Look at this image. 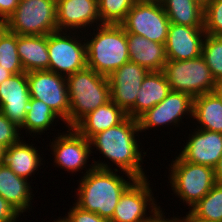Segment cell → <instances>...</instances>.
Listing matches in <instances>:
<instances>
[{"mask_svg":"<svg viewBox=\"0 0 222 222\" xmlns=\"http://www.w3.org/2000/svg\"><path fill=\"white\" fill-rule=\"evenodd\" d=\"M139 132L138 120L128 116L117 126L94 135L89 140L91 153L97 151L104 157V161H100V158L95 161L96 159L93 157L94 166L108 170L115 168V170L128 173L136 179L149 177L146 175L147 170L145 171L143 168V161H145L144 157L147 152L143 150L139 139L142 134ZM93 149L96 150L93 151ZM108 160L117 168L111 167L113 165Z\"/></svg>","mask_w":222,"mask_h":222,"instance_id":"cell-1","label":"cell"},{"mask_svg":"<svg viewBox=\"0 0 222 222\" xmlns=\"http://www.w3.org/2000/svg\"><path fill=\"white\" fill-rule=\"evenodd\" d=\"M80 177L77 180L78 188L74 194L77 197L74 203L81 209L96 213L108 221L112 218L122 193L136 179L125 172L96 167Z\"/></svg>","mask_w":222,"mask_h":222,"instance_id":"cell-2","label":"cell"},{"mask_svg":"<svg viewBox=\"0 0 222 222\" xmlns=\"http://www.w3.org/2000/svg\"><path fill=\"white\" fill-rule=\"evenodd\" d=\"M92 29H89L90 33L84 32L87 67L108 77L130 61L127 33L116 24H102Z\"/></svg>","mask_w":222,"mask_h":222,"instance_id":"cell-3","label":"cell"},{"mask_svg":"<svg viewBox=\"0 0 222 222\" xmlns=\"http://www.w3.org/2000/svg\"><path fill=\"white\" fill-rule=\"evenodd\" d=\"M66 83L70 100L66 128L74 127L88 113L111 100L108 77L89 67L66 76Z\"/></svg>","mask_w":222,"mask_h":222,"instance_id":"cell-4","label":"cell"},{"mask_svg":"<svg viewBox=\"0 0 222 222\" xmlns=\"http://www.w3.org/2000/svg\"><path fill=\"white\" fill-rule=\"evenodd\" d=\"M175 159V160H174ZM168 165V182L180 202L192 208L216 184L214 169L185 161L179 154Z\"/></svg>","mask_w":222,"mask_h":222,"instance_id":"cell-5","label":"cell"},{"mask_svg":"<svg viewBox=\"0 0 222 222\" xmlns=\"http://www.w3.org/2000/svg\"><path fill=\"white\" fill-rule=\"evenodd\" d=\"M171 91L197 97L214 92L218 83L202 55L189 60H168L163 68Z\"/></svg>","mask_w":222,"mask_h":222,"instance_id":"cell-6","label":"cell"},{"mask_svg":"<svg viewBox=\"0 0 222 222\" xmlns=\"http://www.w3.org/2000/svg\"><path fill=\"white\" fill-rule=\"evenodd\" d=\"M47 48L49 71L66 77L87 67L83 32L59 30L52 32L47 35Z\"/></svg>","mask_w":222,"mask_h":222,"instance_id":"cell-7","label":"cell"},{"mask_svg":"<svg viewBox=\"0 0 222 222\" xmlns=\"http://www.w3.org/2000/svg\"><path fill=\"white\" fill-rule=\"evenodd\" d=\"M6 26L18 35H48L58 31L56 0H20Z\"/></svg>","mask_w":222,"mask_h":222,"instance_id":"cell-8","label":"cell"},{"mask_svg":"<svg viewBox=\"0 0 222 222\" xmlns=\"http://www.w3.org/2000/svg\"><path fill=\"white\" fill-rule=\"evenodd\" d=\"M57 134L47 145L50 146L49 151L52 152L50 154L54 156V167L65 169L64 171L72 175L80 171L79 173L84 176L90 172L95 167L93 162L89 163V158L93 159L90 156H94L91 154L90 141L74 127H67L66 131Z\"/></svg>","mask_w":222,"mask_h":222,"instance_id":"cell-9","label":"cell"},{"mask_svg":"<svg viewBox=\"0 0 222 222\" xmlns=\"http://www.w3.org/2000/svg\"><path fill=\"white\" fill-rule=\"evenodd\" d=\"M120 25L126 33L165 44L170 21L161 3L137 0Z\"/></svg>","mask_w":222,"mask_h":222,"instance_id":"cell-10","label":"cell"},{"mask_svg":"<svg viewBox=\"0 0 222 222\" xmlns=\"http://www.w3.org/2000/svg\"><path fill=\"white\" fill-rule=\"evenodd\" d=\"M31 98L43 101L64 124L69 119L70 100L66 77L49 70L27 72Z\"/></svg>","mask_w":222,"mask_h":222,"instance_id":"cell-11","label":"cell"},{"mask_svg":"<svg viewBox=\"0 0 222 222\" xmlns=\"http://www.w3.org/2000/svg\"><path fill=\"white\" fill-rule=\"evenodd\" d=\"M194 98L187 93L171 91L159 104L147 110L137 120L140 133L159 127H179L182 119L193 118ZM185 115V116H184ZM184 117V118H183ZM191 117V118H190Z\"/></svg>","mask_w":222,"mask_h":222,"instance_id":"cell-12","label":"cell"},{"mask_svg":"<svg viewBox=\"0 0 222 222\" xmlns=\"http://www.w3.org/2000/svg\"><path fill=\"white\" fill-rule=\"evenodd\" d=\"M148 178L135 179L125 189L109 222H145L160 207Z\"/></svg>","mask_w":222,"mask_h":222,"instance_id":"cell-13","label":"cell"},{"mask_svg":"<svg viewBox=\"0 0 222 222\" xmlns=\"http://www.w3.org/2000/svg\"><path fill=\"white\" fill-rule=\"evenodd\" d=\"M56 23L59 31L83 33L100 26L98 0H56Z\"/></svg>","mask_w":222,"mask_h":222,"instance_id":"cell-14","label":"cell"},{"mask_svg":"<svg viewBox=\"0 0 222 222\" xmlns=\"http://www.w3.org/2000/svg\"><path fill=\"white\" fill-rule=\"evenodd\" d=\"M188 136L178 154L185 161L214 169L222 156V133L194 128Z\"/></svg>","mask_w":222,"mask_h":222,"instance_id":"cell-15","label":"cell"},{"mask_svg":"<svg viewBox=\"0 0 222 222\" xmlns=\"http://www.w3.org/2000/svg\"><path fill=\"white\" fill-rule=\"evenodd\" d=\"M148 72L146 68L129 61L108 76L111 100L126 113L135 105L137 93Z\"/></svg>","mask_w":222,"mask_h":222,"instance_id":"cell-16","label":"cell"},{"mask_svg":"<svg viewBox=\"0 0 222 222\" xmlns=\"http://www.w3.org/2000/svg\"><path fill=\"white\" fill-rule=\"evenodd\" d=\"M30 98L27 72L12 75L0 84V112L19 128L26 118Z\"/></svg>","mask_w":222,"mask_h":222,"instance_id":"cell-17","label":"cell"},{"mask_svg":"<svg viewBox=\"0 0 222 222\" xmlns=\"http://www.w3.org/2000/svg\"><path fill=\"white\" fill-rule=\"evenodd\" d=\"M204 27H189L170 23L165 43L168 60H189L202 55Z\"/></svg>","mask_w":222,"mask_h":222,"instance_id":"cell-18","label":"cell"},{"mask_svg":"<svg viewBox=\"0 0 222 222\" xmlns=\"http://www.w3.org/2000/svg\"><path fill=\"white\" fill-rule=\"evenodd\" d=\"M32 180L17 176L5 163H0V196L20 214L29 213L33 207Z\"/></svg>","mask_w":222,"mask_h":222,"instance_id":"cell-19","label":"cell"},{"mask_svg":"<svg viewBox=\"0 0 222 222\" xmlns=\"http://www.w3.org/2000/svg\"><path fill=\"white\" fill-rule=\"evenodd\" d=\"M33 141L27 143L24 138L5 149L4 161L17 176L30 180L38 169L42 168L44 157L40 148L34 147ZM42 156V157H41Z\"/></svg>","mask_w":222,"mask_h":222,"instance_id":"cell-20","label":"cell"},{"mask_svg":"<svg viewBox=\"0 0 222 222\" xmlns=\"http://www.w3.org/2000/svg\"><path fill=\"white\" fill-rule=\"evenodd\" d=\"M127 45L130 62L137 63L148 71H162L168 61L165 44L127 33Z\"/></svg>","mask_w":222,"mask_h":222,"instance_id":"cell-21","label":"cell"},{"mask_svg":"<svg viewBox=\"0 0 222 222\" xmlns=\"http://www.w3.org/2000/svg\"><path fill=\"white\" fill-rule=\"evenodd\" d=\"M170 92L171 89L163 71H149L137 93L135 105L127 115L138 119L147 110L159 104Z\"/></svg>","mask_w":222,"mask_h":222,"instance_id":"cell-22","label":"cell"},{"mask_svg":"<svg viewBox=\"0 0 222 222\" xmlns=\"http://www.w3.org/2000/svg\"><path fill=\"white\" fill-rule=\"evenodd\" d=\"M128 117L127 113L112 100L84 116L74 128L90 140L94 135L117 126Z\"/></svg>","mask_w":222,"mask_h":222,"instance_id":"cell-23","label":"cell"},{"mask_svg":"<svg viewBox=\"0 0 222 222\" xmlns=\"http://www.w3.org/2000/svg\"><path fill=\"white\" fill-rule=\"evenodd\" d=\"M17 52L24 72L49 70L47 35H18Z\"/></svg>","mask_w":222,"mask_h":222,"instance_id":"cell-24","label":"cell"},{"mask_svg":"<svg viewBox=\"0 0 222 222\" xmlns=\"http://www.w3.org/2000/svg\"><path fill=\"white\" fill-rule=\"evenodd\" d=\"M193 122L196 128L222 133V102L215 93L194 97ZM194 120H196L194 122Z\"/></svg>","mask_w":222,"mask_h":222,"instance_id":"cell-25","label":"cell"},{"mask_svg":"<svg viewBox=\"0 0 222 222\" xmlns=\"http://www.w3.org/2000/svg\"><path fill=\"white\" fill-rule=\"evenodd\" d=\"M60 120L61 119L55 114V112L43 101L30 98L26 118L23 125L20 127V131H26L25 133H21L22 136L23 134L28 135L29 133L31 137L34 139L37 137L38 139L39 137L41 138L42 134L44 135L45 131L48 135L50 132H47V130L49 131L51 127L50 130L55 129L53 128L54 125L56 126Z\"/></svg>","mask_w":222,"mask_h":222,"instance_id":"cell-26","label":"cell"},{"mask_svg":"<svg viewBox=\"0 0 222 222\" xmlns=\"http://www.w3.org/2000/svg\"><path fill=\"white\" fill-rule=\"evenodd\" d=\"M160 3L170 23L204 27V8L193 0H162Z\"/></svg>","mask_w":222,"mask_h":222,"instance_id":"cell-27","label":"cell"},{"mask_svg":"<svg viewBox=\"0 0 222 222\" xmlns=\"http://www.w3.org/2000/svg\"><path fill=\"white\" fill-rule=\"evenodd\" d=\"M189 210L199 218L211 222H222V183H216L212 189Z\"/></svg>","mask_w":222,"mask_h":222,"instance_id":"cell-28","label":"cell"},{"mask_svg":"<svg viewBox=\"0 0 222 222\" xmlns=\"http://www.w3.org/2000/svg\"><path fill=\"white\" fill-rule=\"evenodd\" d=\"M0 65L13 75L24 72L17 52V34L7 29L0 36Z\"/></svg>","mask_w":222,"mask_h":222,"instance_id":"cell-29","label":"cell"},{"mask_svg":"<svg viewBox=\"0 0 222 222\" xmlns=\"http://www.w3.org/2000/svg\"><path fill=\"white\" fill-rule=\"evenodd\" d=\"M202 56L218 84L222 83V36L206 34Z\"/></svg>","mask_w":222,"mask_h":222,"instance_id":"cell-30","label":"cell"},{"mask_svg":"<svg viewBox=\"0 0 222 222\" xmlns=\"http://www.w3.org/2000/svg\"><path fill=\"white\" fill-rule=\"evenodd\" d=\"M137 0H98L102 24L120 25Z\"/></svg>","mask_w":222,"mask_h":222,"instance_id":"cell-31","label":"cell"},{"mask_svg":"<svg viewBox=\"0 0 222 222\" xmlns=\"http://www.w3.org/2000/svg\"><path fill=\"white\" fill-rule=\"evenodd\" d=\"M204 31L208 35L222 36V0H210L204 8Z\"/></svg>","mask_w":222,"mask_h":222,"instance_id":"cell-32","label":"cell"},{"mask_svg":"<svg viewBox=\"0 0 222 222\" xmlns=\"http://www.w3.org/2000/svg\"><path fill=\"white\" fill-rule=\"evenodd\" d=\"M21 133L20 128L0 112V144L8 148L12 144L18 143L24 138Z\"/></svg>","mask_w":222,"mask_h":222,"instance_id":"cell-33","label":"cell"},{"mask_svg":"<svg viewBox=\"0 0 222 222\" xmlns=\"http://www.w3.org/2000/svg\"><path fill=\"white\" fill-rule=\"evenodd\" d=\"M72 205L67 214L62 216L66 222H109L106 218L100 217L96 213L81 209L75 203Z\"/></svg>","mask_w":222,"mask_h":222,"instance_id":"cell-34","label":"cell"},{"mask_svg":"<svg viewBox=\"0 0 222 222\" xmlns=\"http://www.w3.org/2000/svg\"><path fill=\"white\" fill-rule=\"evenodd\" d=\"M19 215L22 216L2 196H0V222H10Z\"/></svg>","mask_w":222,"mask_h":222,"instance_id":"cell-35","label":"cell"},{"mask_svg":"<svg viewBox=\"0 0 222 222\" xmlns=\"http://www.w3.org/2000/svg\"><path fill=\"white\" fill-rule=\"evenodd\" d=\"M20 0H0V18L7 19L14 13Z\"/></svg>","mask_w":222,"mask_h":222,"instance_id":"cell-36","label":"cell"},{"mask_svg":"<svg viewBox=\"0 0 222 222\" xmlns=\"http://www.w3.org/2000/svg\"><path fill=\"white\" fill-rule=\"evenodd\" d=\"M164 211L161 206L153 212V214L145 222H182L181 216H173L172 218H165Z\"/></svg>","mask_w":222,"mask_h":222,"instance_id":"cell-37","label":"cell"},{"mask_svg":"<svg viewBox=\"0 0 222 222\" xmlns=\"http://www.w3.org/2000/svg\"><path fill=\"white\" fill-rule=\"evenodd\" d=\"M182 222H211L209 220H205L195 216L190 210L186 212L184 217H181Z\"/></svg>","mask_w":222,"mask_h":222,"instance_id":"cell-38","label":"cell"},{"mask_svg":"<svg viewBox=\"0 0 222 222\" xmlns=\"http://www.w3.org/2000/svg\"><path fill=\"white\" fill-rule=\"evenodd\" d=\"M214 176L216 183H222V156L214 168Z\"/></svg>","mask_w":222,"mask_h":222,"instance_id":"cell-39","label":"cell"},{"mask_svg":"<svg viewBox=\"0 0 222 222\" xmlns=\"http://www.w3.org/2000/svg\"><path fill=\"white\" fill-rule=\"evenodd\" d=\"M13 74L5 69L3 66L0 65V84L6 80L7 78L11 77Z\"/></svg>","mask_w":222,"mask_h":222,"instance_id":"cell-40","label":"cell"},{"mask_svg":"<svg viewBox=\"0 0 222 222\" xmlns=\"http://www.w3.org/2000/svg\"><path fill=\"white\" fill-rule=\"evenodd\" d=\"M7 29L6 26V20L0 18V36L3 34V32Z\"/></svg>","mask_w":222,"mask_h":222,"instance_id":"cell-41","label":"cell"},{"mask_svg":"<svg viewBox=\"0 0 222 222\" xmlns=\"http://www.w3.org/2000/svg\"><path fill=\"white\" fill-rule=\"evenodd\" d=\"M214 92L220 97L222 102V83L218 84V87L214 90Z\"/></svg>","mask_w":222,"mask_h":222,"instance_id":"cell-42","label":"cell"},{"mask_svg":"<svg viewBox=\"0 0 222 222\" xmlns=\"http://www.w3.org/2000/svg\"><path fill=\"white\" fill-rule=\"evenodd\" d=\"M193 1L202 6L203 8H205L210 2V0H193Z\"/></svg>","mask_w":222,"mask_h":222,"instance_id":"cell-43","label":"cell"},{"mask_svg":"<svg viewBox=\"0 0 222 222\" xmlns=\"http://www.w3.org/2000/svg\"><path fill=\"white\" fill-rule=\"evenodd\" d=\"M5 149L6 148L0 144V163L4 161Z\"/></svg>","mask_w":222,"mask_h":222,"instance_id":"cell-44","label":"cell"},{"mask_svg":"<svg viewBox=\"0 0 222 222\" xmlns=\"http://www.w3.org/2000/svg\"><path fill=\"white\" fill-rule=\"evenodd\" d=\"M52 222H66L65 219L63 217H58V219H55L54 221Z\"/></svg>","mask_w":222,"mask_h":222,"instance_id":"cell-45","label":"cell"},{"mask_svg":"<svg viewBox=\"0 0 222 222\" xmlns=\"http://www.w3.org/2000/svg\"><path fill=\"white\" fill-rule=\"evenodd\" d=\"M139 1H149V2H161L162 0H139Z\"/></svg>","mask_w":222,"mask_h":222,"instance_id":"cell-46","label":"cell"},{"mask_svg":"<svg viewBox=\"0 0 222 222\" xmlns=\"http://www.w3.org/2000/svg\"><path fill=\"white\" fill-rule=\"evenodd\" d=\"M20 216H17L15 219H13L12 221H10V222H20L19 220H20V218H19ZM19 218V219H18Z\"/></svg>","mask_w":222,"mask_h":222,"instance_id":"cell-47","label":"cell"}]
</instances>
